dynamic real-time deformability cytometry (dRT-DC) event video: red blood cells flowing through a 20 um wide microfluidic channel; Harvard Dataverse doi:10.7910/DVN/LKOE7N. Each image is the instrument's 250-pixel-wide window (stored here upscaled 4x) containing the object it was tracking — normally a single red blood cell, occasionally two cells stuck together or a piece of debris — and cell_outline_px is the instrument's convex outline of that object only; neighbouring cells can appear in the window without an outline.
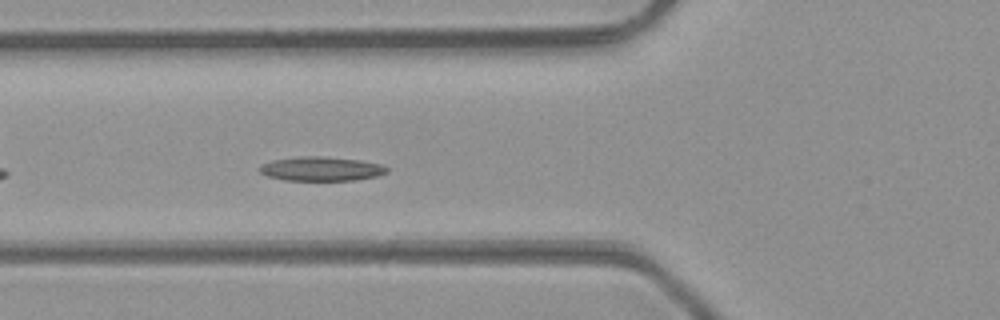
{"species": "common noctule bat (a hibernating species)", "species_latin": "Nyctalus noctula", "temperature_condition": "room temperature", "stored_images_in_passage": 35, "camera_frame_rate_fps": 3000, "um_per_image_px": 0.085, "animal": {"sex": "male", "body_mass_g": 23.1, "forearm_length_mm": 52.7}, "frame": {"image": 1, "passage_image": 6, "time_ms": 1.667, "image_size_px": [1000, 320], "cell_outline_px": [[388, 172], [376, 176], [356, 180], [284, 180], [268, 176], [260, 172], [256, 168], [260, 164], [272, 160], [296, 156], [328, 156], [360, 160], [380, 164], [388, 168]], "centroid_in_image_um": [27.26, 14.33], "position_along_channel_um": 98.5, "area_um2": 18.15}}
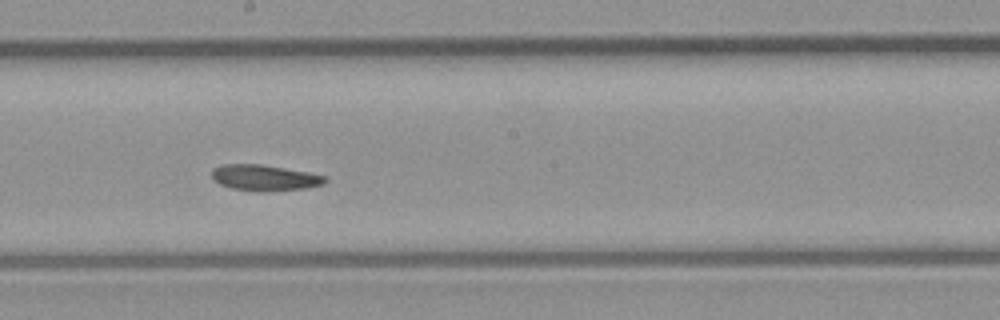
{"frame": {"image": 2, "passage_image": 15, "time_ms": 4.667, "image_size_px": [1000, 320], "cell_outline_px": [[328, 180], [324, 184], [308, 188], [268, 192], [256, 192], [232, 188], [220, 184], [212, 176], [212, 168], [224, 164], [260, 164], [308, 172], [324, 176]], "centroid_in_image_um": [22.51, 15.12], "position_along_channel_um": 225.7, "area_um2": 17.22}}
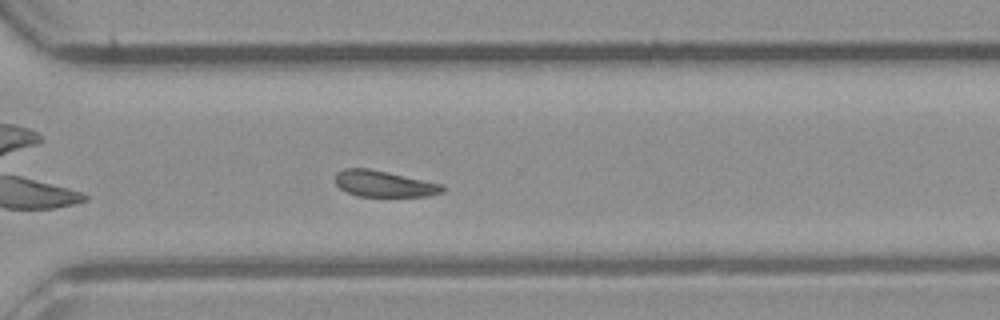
{"frame": {"image": 3, "passage_image": 23, "time_ms": 7.333, "image_size_px": [1000, 320], "cell_outline_px": [[448, 188], [444, 192], [428, 196], [356, 196], [340, 188], [332, 180], [336, 172], [344, 168], [368, 168], [444, 184]], "centroid_in_image_um": [32.65, 15.62], "position_along_channel_um": 338.0, "area_um2": 16.65}, "authors_computed_cell_mechanics": {"area_um2": 17.629, "velocity_mm_per_s": 4.2249, "shape_relaxation_time_tau1_ms": 7.8818, "shape_relaxation_time_tau2_ms": 6.0419, "deformation_change_tau1": 0.1465, "deformation_change_tau2": 0.1298}}